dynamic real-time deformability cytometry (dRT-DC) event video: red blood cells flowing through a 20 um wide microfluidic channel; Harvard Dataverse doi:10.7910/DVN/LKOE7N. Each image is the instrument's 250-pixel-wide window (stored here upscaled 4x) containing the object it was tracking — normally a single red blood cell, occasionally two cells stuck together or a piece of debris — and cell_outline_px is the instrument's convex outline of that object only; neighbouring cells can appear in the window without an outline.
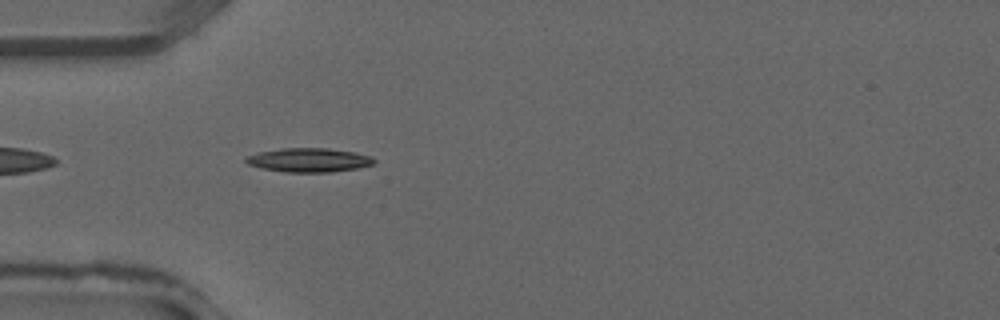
{"species": "common noctule bat (a hibernating species)", "species_latin": "Nyctalus noctula", "temperature_condition": "warm", "stored_images_in_passage": 36, "camera_frame_rate_fps": 3000, "um_per_image_px": 0.085, "animal": {"sex": "male", "forearm_length_mm": 52.5}, "frame": {"image": 1, "passage_image": 10, "time_ms": 3.0, "image_size_px": [1000, 320], "cell_outline_px": [[376, 164], [356, 168], [332, 172], [284, 172], [260, 168], [248, 164], [244, 160], [248, 156], [260, 152], [280, 148], [328, 148], [356, 152], [372, 156], [376, 160]], "centroid_in_image_um": [26.3, 13.6], "position_along_channel_um": 58.7, "area_um2": 18.03}}
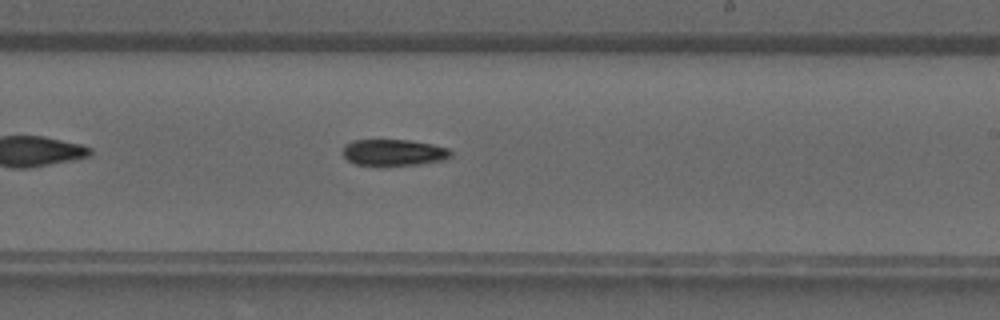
{"frame": {"image": 2, "passage_image": 21, "time_ms": 6.667, "image_size_px": [1000, 320], "cell_outline_px": [[452, 156], [448, 160], [420, 164], [356, 164], [348, 160], [344, 156], [344, 144], [352, 140], [408, 140], [432, 144], [448, 148], [452, 152]], "centroid_in_image_um": [33.53, 12.94], "position_along_channel_um": 255.5, "area_um2": 16.42}}
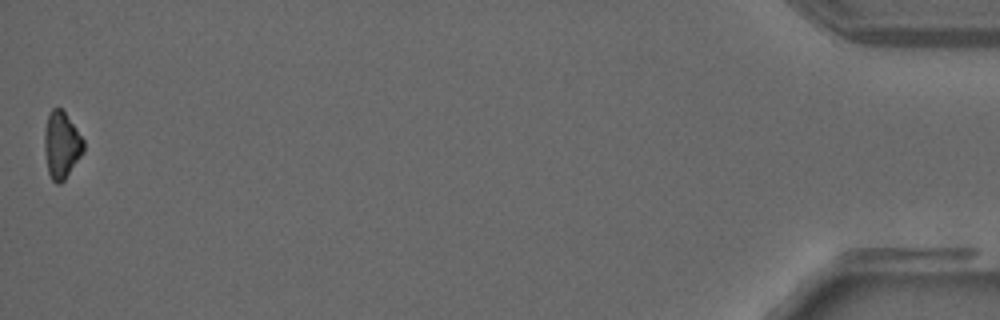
{"frame": {"image": 3, "passage_image": 36, "time_ms": 11.667, "image_size_px": [1000, 320], "cell_outline_px": [[84, 152], [64, 180], [60, 184], [56, 184], [52, 180], [48, 172], [44, 148], [44, 132], [48, 116], [52, 108], [60, 108], [64, 112], [76, 128], [84, 140]], "centroid_in_image_um": [5.23, 12.35], "position_along_channel_um": 430.0, "area_um2": 15.14}}